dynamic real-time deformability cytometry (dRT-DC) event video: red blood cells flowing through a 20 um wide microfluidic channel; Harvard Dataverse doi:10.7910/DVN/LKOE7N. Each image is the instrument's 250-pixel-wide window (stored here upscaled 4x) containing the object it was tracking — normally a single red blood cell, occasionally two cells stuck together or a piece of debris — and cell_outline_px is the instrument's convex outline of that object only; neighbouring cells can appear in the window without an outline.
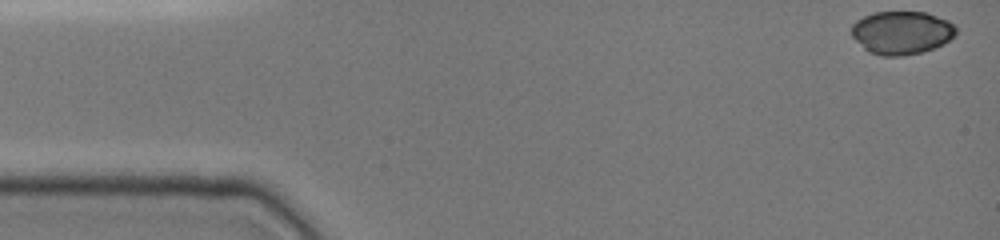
{"species": "common noctule bat (a hibernating species)", "species_latin": "Nyctalus noctula", "temperature_condition": "cold", "stored_images_in_passage": 41, "camera_frame_rate_fps": 3000, "um_per_image_px": 0.085, "animal": {"sex": "female", "body_mass_g": 19.0, "forearm_length_mm": 51.5}, "frame": {"image": 1, "passage_image": 1, "time_ms": 0.0, "image_size_px": [1000, 240], "cell_outline_px": [[956, 36], [944, 44], [920, 52], [900, 56], [880, 56], [868, 52], [852, 36], [852, 24], [856, 20], [864, 16], [876, 12], [924, 12], [948, 20], [956, 24]], "centroid_in_image_um": [76.66, 2.77], "position_along_channel_um": 8.3, "area_um2": 26.36}}
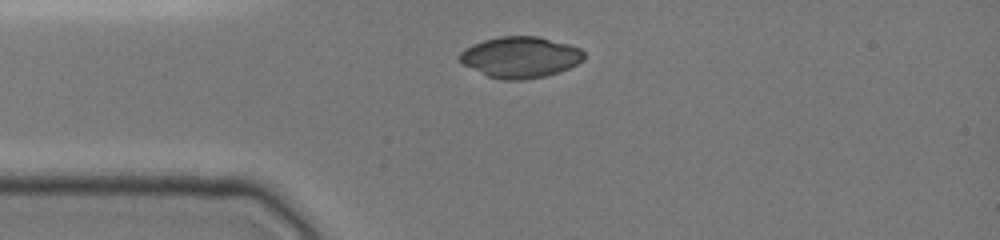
{"frame": {"image": 2, "passage_image": 11, "time_ms": 3.333, "image_size_px": [1000, 240], "cell_outline_px": [[584, 60], [568, 68], [544, 76], [524, 80], [500, 80], [488, 76], [460, 64], [460, 52], [464, 48], [472, 44], [484, 40], [500, 36], [540, 36], [568, 44], [580, 48], [584, 52]], "centroid_in_image_um": [44.2, 4.86], "position_along_channel_um": 40.8, "area_um2": 29.88}}
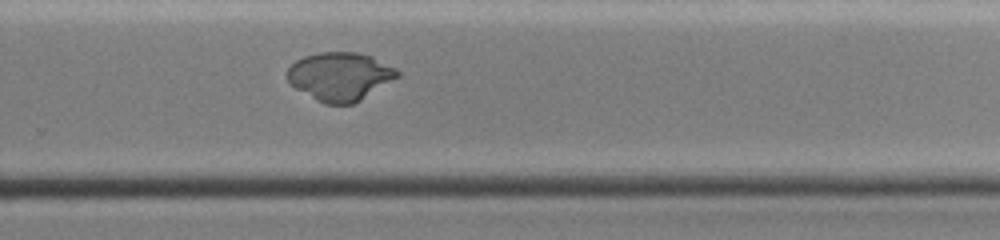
{"frame": {"image": 3, "passage_image": 32, "time_ms": 10.333, "image_size_px": [1000, 240], "cell_outline_px": [[400, 76], [360, 100], [352, 104], [324, 104], [316, 100], [296, 88], [284, 76], [284, 72], [296, 60], [304, 56], [320, 52], [360, 52], [372, 56], [396, 68], [400, 72]], "centroid_in_image_um": [28.89, 6.48], "position_along_channel_um": 300.9, "area_um2": 31.15}}